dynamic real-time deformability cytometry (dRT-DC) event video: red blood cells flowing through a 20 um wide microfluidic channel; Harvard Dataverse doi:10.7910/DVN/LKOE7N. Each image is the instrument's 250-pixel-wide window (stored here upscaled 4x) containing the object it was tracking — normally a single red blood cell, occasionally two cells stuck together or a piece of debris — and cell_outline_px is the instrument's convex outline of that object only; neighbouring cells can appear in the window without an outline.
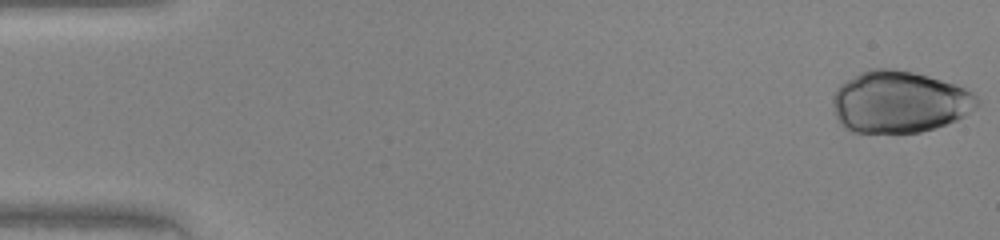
{"species": "human", "species_latin": "Homo sapiens", "temperature_condition": "warm", "stored_images_in_passage": 47, "camera_frame_rate_fps": 3000, "um_per_image_px": 0.085, "donor": {"sex": "female"}, "frame": {"image": 1, "passage_image": 1, "time_ms": 0.0, "image_size_px": [1000, 240], "cell_outline_px": [[980, 104], [964, 116], [956, 120], [936, 128], [920, 132], [852, 132], [844, 128], [840, 124], [836, 116], [832, 104], [832, 96], [836, 88], [840, 84], [860, 72], [868, 68], [896, 68], [928, 76], [956, 84], [968, 88], [980, 100]], "centroid_in_image_um": [76.44, 8.65], "position_along_channel_um": 8.6, "area_um2": 52.48}}
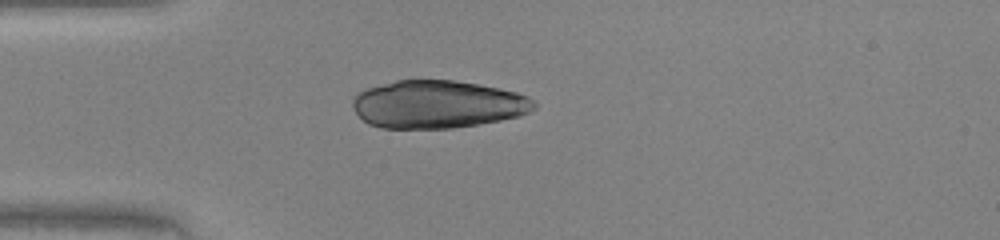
{"frame": {"image": 2, "passage_image": 13, "time_ms": 4.0, "image_size_px": [1000, 240], "cell_outline_px": [[536, 108], [520, 116], [480, 124], [452, 128], [380, 128], [368, 124], [352, 108], [352, 100], [356, 92], [368, 88], [396, 80], [452, 80], [476, 84], [516, 92], [528, 96], [536, 104]], "centroid_in_image_um": [37.17, 8.87], "position_along_channel_um": 47.8, "area_um2": 50.52}}
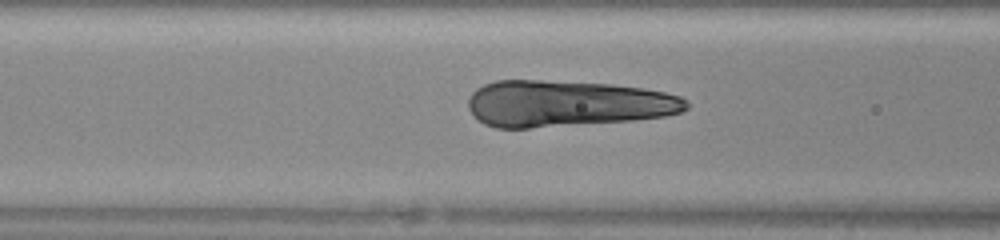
{"frame": {"image": 3, "passage_image": 19, "time_ms": 6.0, "image_size_px": [1000, 240], "cell_outline_px": [[688, 108], [680, 112], [664, 116], [632, 120], [528, 128], [496, 128], [484, 124], [468, 108], [468, 100], [472, 92], [476, 88], [484, 84], [496, 80], [540, 80], [612, 84], [640, 88], [664, 92], [680, 96], [688, 100]], "centroid_in_image_um": [48.18, 8.8], "position_along_channel_um": 118.4, "area_um2": 58.84}}